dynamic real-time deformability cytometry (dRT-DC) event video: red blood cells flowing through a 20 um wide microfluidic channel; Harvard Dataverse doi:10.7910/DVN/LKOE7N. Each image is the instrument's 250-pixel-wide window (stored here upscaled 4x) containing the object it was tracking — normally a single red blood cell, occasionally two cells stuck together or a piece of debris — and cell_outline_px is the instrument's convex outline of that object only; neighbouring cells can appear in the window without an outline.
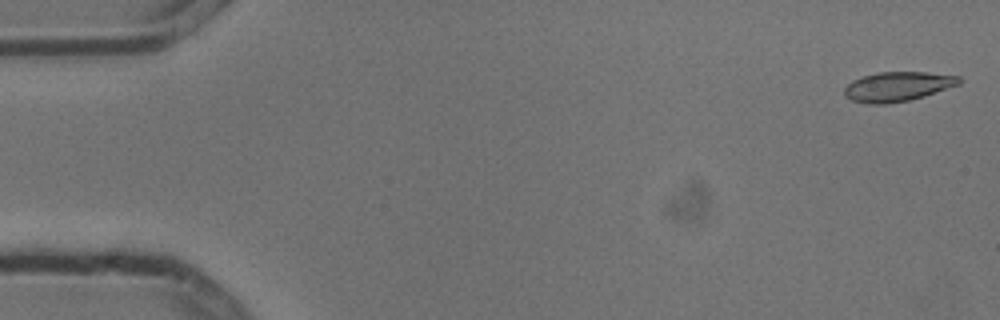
{"species": "common noctule bat (a hibernating species)", "species_latin": "Nyctalus noctula", "temperature_condition": "cold", "stored_images_in_passage": 5, "camera_frame_rate_fps": 3000, "um_per_image_px": 0.085, "animal": {"sex": "male", "body_mass_g": 13.3}, "frame": {"image": 1, "passage_image": 1, "time_ms": 0.0, "image_size_px": [1000, 320], "cell_outline_px": [[964, 80], [960, 84], [924, 96], [908, 100], [888, 104], [868, 104], [852, 100], [844, 96], [844, 88], [852, 80], [864, 76], [880, 72], [924, 72], [960, 76]], "centroid_in_image_um": [76.31, 7.36], "position_along_channel_um": 8.7, "area_um2": 19.77}}
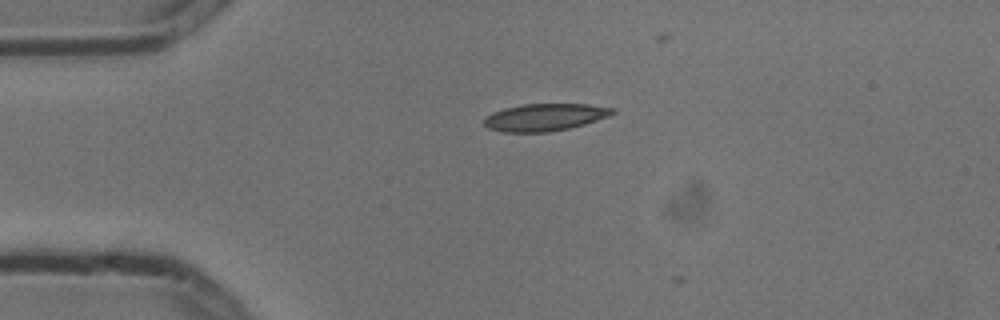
{"frame": {"image": 2, "passage_image": 4, "time_ms": 1.0, "image_size_px": [1000, 320], "cell_outline_px": [[616, 112], [608, 116], [584, 124], [568, 128], [548, 132], [504, 132], [488, 128], [484, 124], [484, 116], [492, 112], [504, 108], [524, 104], [588, 104], [616, 108]], "centroid_in_image_um": [46.3, 9.96], "position_along_channel_um": 38.7, "area_um2": 20.4}}